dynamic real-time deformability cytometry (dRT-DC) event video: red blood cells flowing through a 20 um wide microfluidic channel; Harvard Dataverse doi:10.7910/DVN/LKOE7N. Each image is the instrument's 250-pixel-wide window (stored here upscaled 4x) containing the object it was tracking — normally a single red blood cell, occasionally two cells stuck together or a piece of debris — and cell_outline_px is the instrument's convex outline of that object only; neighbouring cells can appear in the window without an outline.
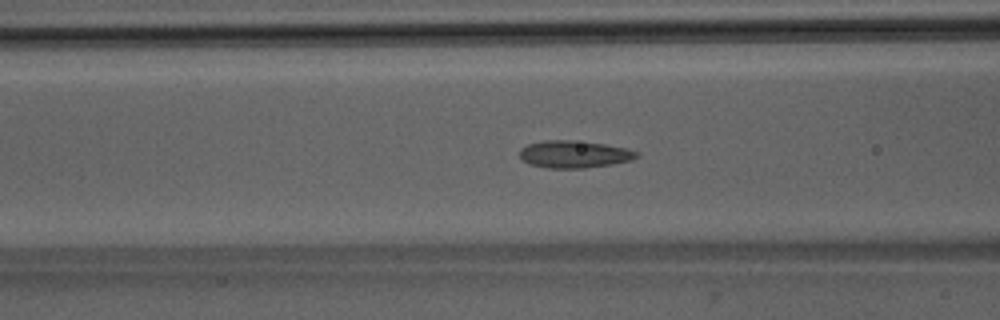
{"species": "Egyptian fruit bat (a non-hibernating species)", "species_latin": "Rousettus aegyptiacus", "temperature_condition": "room temperature", "stored_images_in_passage": 38, "camera_frame_rate_fps": 3000, "um_per_image_px": 0.085, "animal": {"sex": "male"}, "frame": {"image": 1, "passage_image": 7, "time_ms": 2.0, "image_size_px": [1000, 320], "cell_outline_px": [[640, 156], [628, 160], [612, 164], [584, 168], [548, 168], [532, 164], [520, 160], [520, 148], [528, 144], [544, 140], [572, 140], [604, 144], [628, 148], [636, 152]], "centroid_in_image_um": [48.77, 13.1], "position_along_channel_um": 117.8, "area_um2": 18.5}}
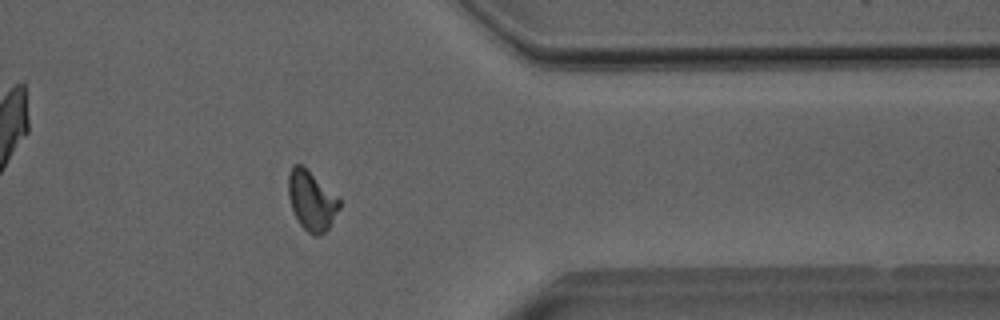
{"frame": {"image": 2, "passage_image": 28, "time_ms": 9.0, "image_size_px": [1000, 320], "cell_outline_px": [[340, 208], [328, 228], [320, 236], [316, 236], [308, 232], [300, 224], [292, 208], [288, 196], [288, 172], [292, 164], [304, 164], [340, 200]], "centroid_in_image_um": [26.46, 17.01], "position_along_channel_um": 384.9, "area_um2": 17.74}}
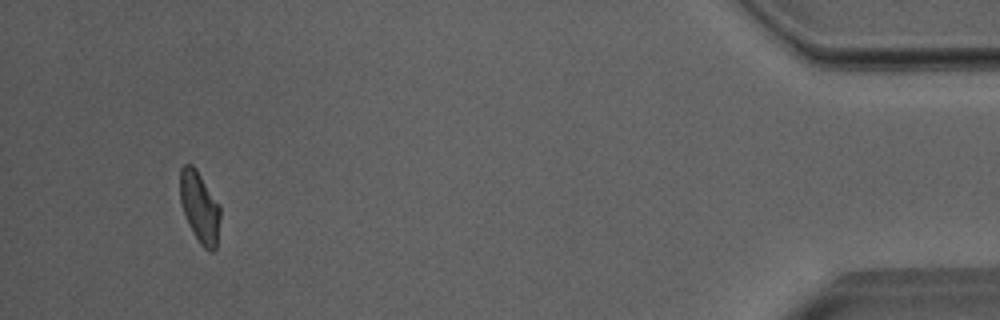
{"frame": {"image": 3, "passage_image": 35, "time_ms": 11.333, "image_size_px": [1000, 320], "cell_outline_px": [[220, 216], [216, 248], [212, 252], [208, 252], [200, 244], [192, 232], [188, 224], [180, 204], [180, 168], [184, 164], [192, 164], [196, 168], [220, 208]], "centroid_in_image_um": [16.94, 17.63], "position_along_channel_um": 418.3, "area_um2": 16.59}, "authors_computed_cell_mechanics": {"area_um2": 17.1955, "velocity_mm_per_s": 3.9926, "shape_relaxation_time_tau1_ms": null, "shape_relaxation_time_tau2_ms": 1.5512, "deformation_change_tau1": null, "deformation_change_tau2": 0.086}}